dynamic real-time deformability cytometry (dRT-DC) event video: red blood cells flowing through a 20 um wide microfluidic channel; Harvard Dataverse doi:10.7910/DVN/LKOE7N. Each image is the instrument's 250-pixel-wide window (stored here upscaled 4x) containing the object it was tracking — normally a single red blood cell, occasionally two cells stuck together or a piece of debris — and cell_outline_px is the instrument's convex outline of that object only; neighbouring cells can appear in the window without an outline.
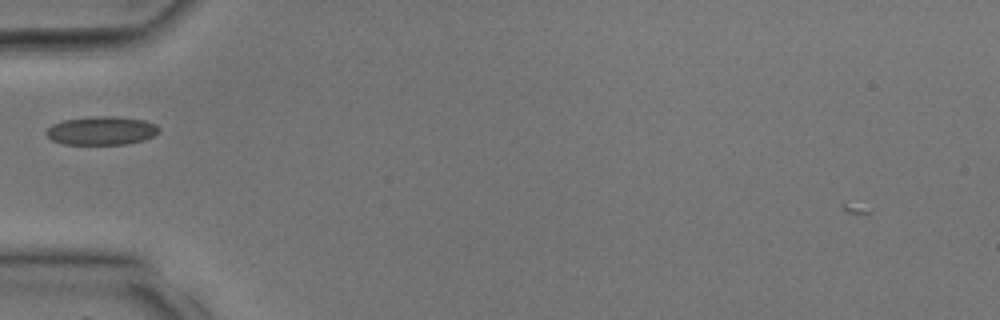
{"species": "common noctule bat (a hibernating species)", "species_latin": "Nyctalus noctula", "temperature_condition": "room temperature", "stored_images_in_passage": 23, "camera_frame_rate_fps": 3000, "um_per_image_px": 0.085, "animal": {"sex": "male", "body_mass_g": 17.9, "forearm_length_mm": 54.2}, "frame": {"image": 1, "passage_image": 1, "time_ms": 0.0, "image_size_px": [1000, 320], "cell_outline_px": [[160, 128], [152, 136], [144, 140], [124, 144], [64, 144], [52, 140], [44, 132], [52, 124], [64, 120], [92, 116], [116, 116], [144, 120], [156, 124]], "centroid_in_image_um": [8.61, 11.1], "position_along_channel_um": 76.4, "area_um2": 18.67}}
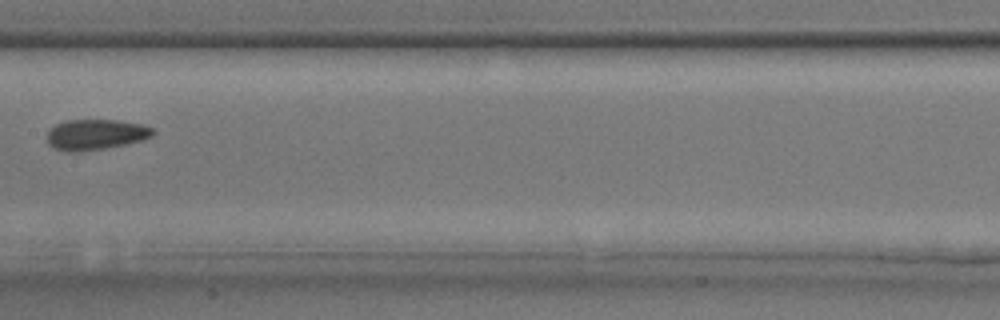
{"frame": {"image": 2, "passage_image": 7, "time_ms": 2.0, "image_size_px": [1000, 320], "cell_outline_px": [[156, 132], [152, 136], [144, 140], [104, 148], [80, 152], [64, 152], [52, 148], [48, 144], [48, 132], [56, 124], [64, 120], [120, 120], [144, 124], [152, 128]], "centroid_in_image_um": [8.14, 11.44], "position_along_channel_um": 199.3, "area_um2": 19.07}}
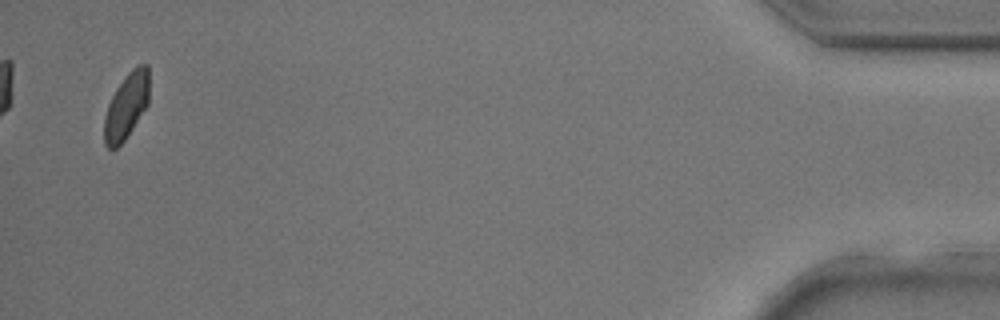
{"frame": {"image": 3, "passage_image": 22, "time_ms": 7.0, "image_size_px": [1000, 320], "cell_outline_px": [[148, 104], [124, 140], [112, 152], [104, 144], [104, 116], [108, 104], [116, 88], [128, 72], [136, 64], [148, 64]], "centroid_in_image_um": [10.72, 9.01], "position_along_channel_um": 424.5, "area_um2": 17.22}}